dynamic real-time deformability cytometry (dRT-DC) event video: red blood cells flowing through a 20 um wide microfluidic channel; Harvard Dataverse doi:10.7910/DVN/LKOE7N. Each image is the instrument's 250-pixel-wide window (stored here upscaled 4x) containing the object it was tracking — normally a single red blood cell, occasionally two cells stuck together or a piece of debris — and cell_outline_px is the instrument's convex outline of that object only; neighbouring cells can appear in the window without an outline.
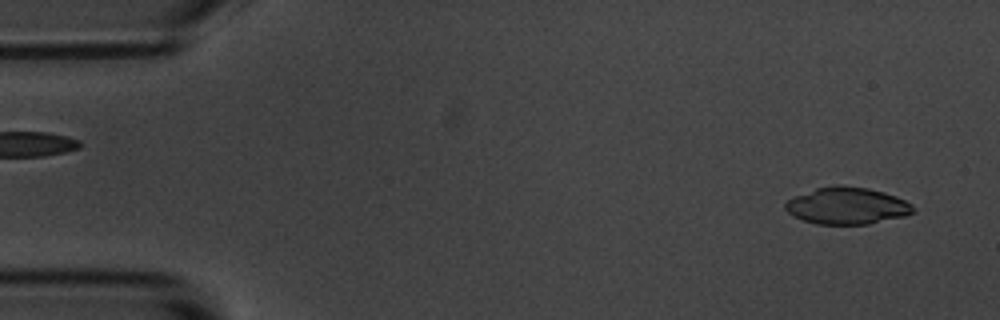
{"species": "common noctule bat (a hibernating species)", "species_latin": "Nyctalus noctula", "temperature_condition": "room temperature", "stored_images_in_passage": 54, "camera_frame_rate_fps": 3000, "um_per_image_px": 0.085, "animal": {"sex": "male", "body_mass_g": 20.1, "forearm_length_mm": 53.5}, "frame": {"image": 1, "passage_image": 3, "time_ms": 0.667, "image_size_px": [1000, 320], "cell_outline_px": [[912, 212], [904, 216], [868, 224], [816, 224], [804, 220], [788, 212], [784, 208], [784, 204], [788, 200], [796, 196], [816, 188], [832, 184], [840, 184], [868, 188], [884, 192], [896, 196], [912, 204]], "centroid_in_image_um": [71.98, 17.47], "position_along_channel_um": 13.0, "area_um2": 27.34}}